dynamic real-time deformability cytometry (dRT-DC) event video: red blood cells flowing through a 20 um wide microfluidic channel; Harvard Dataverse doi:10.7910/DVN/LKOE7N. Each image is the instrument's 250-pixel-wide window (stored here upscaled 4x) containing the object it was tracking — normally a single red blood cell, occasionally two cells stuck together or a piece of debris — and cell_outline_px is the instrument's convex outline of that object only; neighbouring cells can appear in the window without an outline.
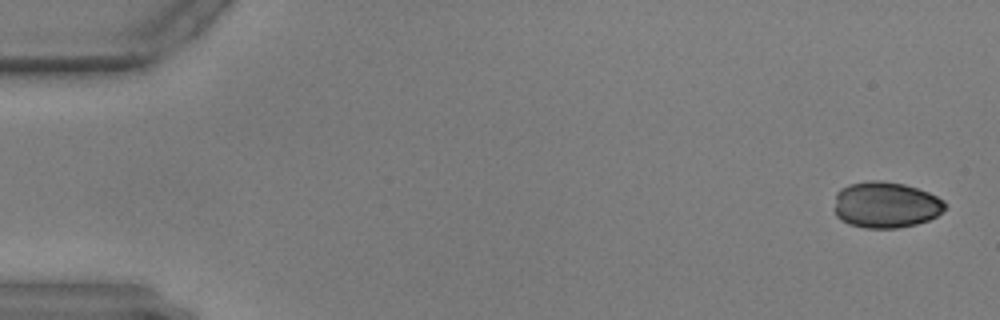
{"species": "common noctule bat (a hibernating species)", "species_latin": "Nyctalus noctula", "temperature_condition": "warm", "stored_images_in_passage": 13, "camera_frame_rate_fps": 3000, "um_per_image_px": 0.085, "animal": {"sex": "male", "body_mass_g": 17.9, "forearm_length_mm": 54.2}, "frame": {"image": 1, "passage_image": 2, "time_ms": 0.333, "image_size_px": [1000, 320], "cell_outline_px": [[948, 204], [936, 216], [928, 220], [916, 224], [896, 228], [864, 228], [848, 224], [840, 220], [836, 216], [836, 192], [840, 188], [848, 184], [868, 180], [880, 180], [904, 184], [928, 192], [944, 200]], "centroid_in_image_um": [75.27, 17.4], "position_along_channel_um": 9.7, "area_um2": 29.88}}